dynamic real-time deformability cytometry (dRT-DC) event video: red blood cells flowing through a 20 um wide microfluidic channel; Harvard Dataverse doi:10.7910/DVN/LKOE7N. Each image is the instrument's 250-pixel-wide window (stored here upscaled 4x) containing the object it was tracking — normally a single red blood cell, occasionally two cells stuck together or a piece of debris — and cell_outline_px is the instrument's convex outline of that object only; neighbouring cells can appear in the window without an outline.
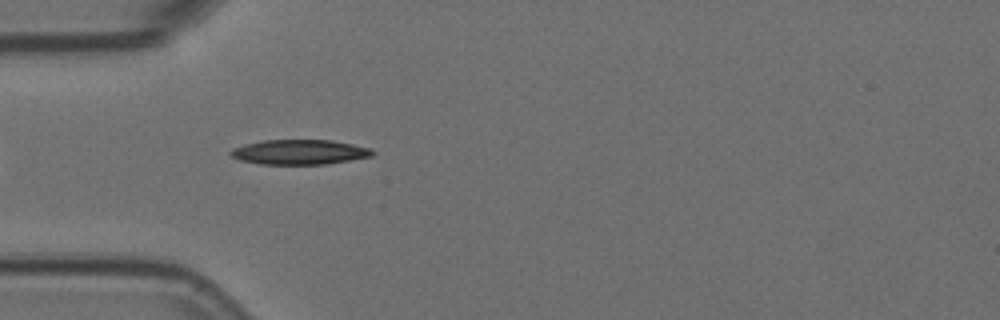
{"species": "Egyptian fruit bat (a non-hibernating species)", "species_latin": "Rousettus aegyptiacus", "temperature_condition": "room temperature", "stored_images_in_passage": 6, "camera_frame_rate_fps": 3000, "um_per_image_px": 0.085, "animal": {"sex": "female"}, "frame": {"image": 1, "passage_image": 5, "time_ms": 1.333, "image_size_px": [1000, 320], "cell_outline_px": [[376, 152], [372, 156], [328, 164], [260, 164], [240, 160], [232, 156], [228, 152], [232, 148], [244, 144], [264, 140], [332, 140], [372, 148]], "centroid_in_image_um": [25.47, 12.92], "position_along_channel_um": 59.5, "area_um2": 20.63}}
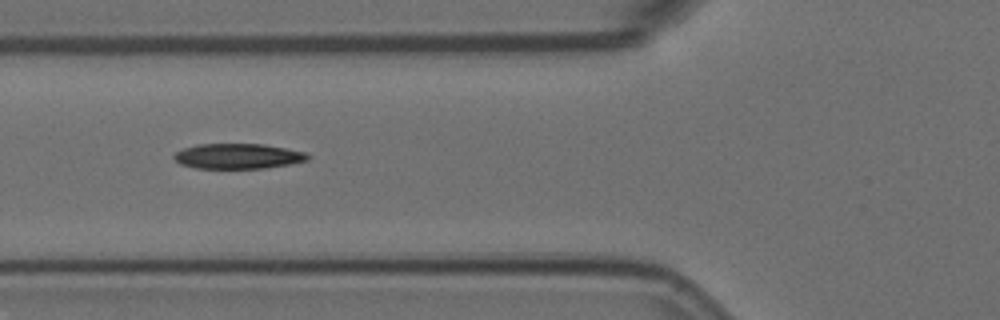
{"frame": {"image": 2, "passage_image": 6, "time_ms": 1.667, "image_size_px": [1000, 320], "cell_outline_px": [[312, 156], [308, 160], [288, 164], [264, 168], [196, 168], [180, 164], [172, 156], [176, 152], [184, 148], [196, 144], [264, 144], [308, 152]], "centroid_in_image_um": [20.26, 13.27], "position_along_channel_um": 105.5, "area_um2": 19.71}}